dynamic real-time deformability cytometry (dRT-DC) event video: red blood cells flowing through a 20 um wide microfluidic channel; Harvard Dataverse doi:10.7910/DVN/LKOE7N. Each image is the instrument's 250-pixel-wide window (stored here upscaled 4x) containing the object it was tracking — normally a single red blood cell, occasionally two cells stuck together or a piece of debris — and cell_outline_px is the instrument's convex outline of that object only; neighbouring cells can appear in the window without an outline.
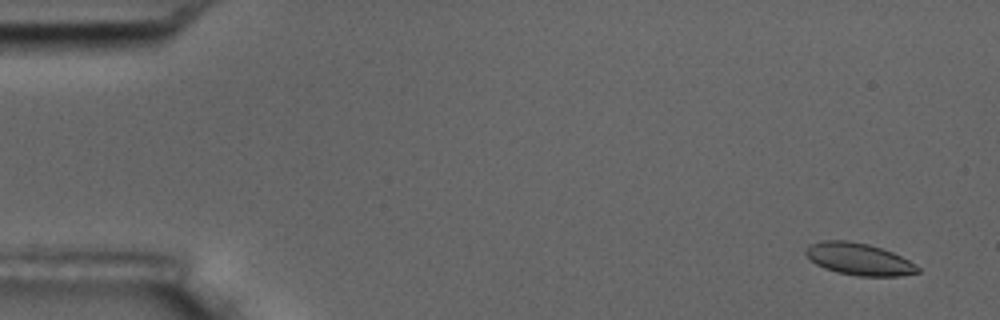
{"species": "common noctule bat (a hibernating species)", "species_latin": "Nyctalus noctula", "temperature_condition": "room temperature", "stored_images_in_passage": 18, "camera_frame_rate_fps": 3000, "um_per_image_px": 0.085, "animal": {"sex": "male", "body_mass_g": 17.5, "forearm_length_mm": 52.3}, "frame": {"image": 1, "passage_image": 3, "time_ms": 0.667, "image_size_px": [1000, 320], "cell_outline_px": [[920, 272], [900, 276], [860, 276], [836, 272], [824, 268], [816, 264], [804, 252], [812, 244], [820, 240], [848, 240], [868, 244], [892, 252], [916, 264], [920, 268]], "centroid_in_image_um": [73.03, 22.03], "position_along_channel_um": 12.0, "area_um2": 20.75}}
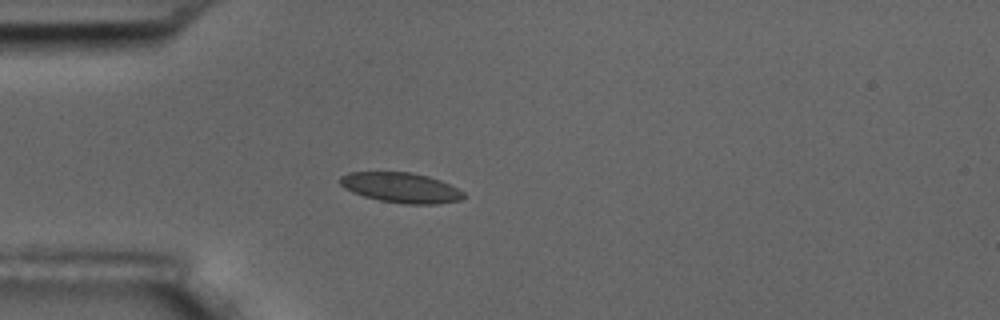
{"frame": {"image": 2, "passage_image": 16, "time_ms": 5.0, "image_size_px": [1000, 320], "cell_outline_px": [[464, 196], [460, 200], [436, 204], [404, 204], [380, 200], [364, 196], [352, 192], [344, 188], [340, 184], [340, 176], [348, 172], [412, 172], [428, 176], [440, 180], [464, 192]], "centroid_in_image_um": [34.06, 15.94], "position_along_channel_um": 50.9, "area_um2": 21.62}}